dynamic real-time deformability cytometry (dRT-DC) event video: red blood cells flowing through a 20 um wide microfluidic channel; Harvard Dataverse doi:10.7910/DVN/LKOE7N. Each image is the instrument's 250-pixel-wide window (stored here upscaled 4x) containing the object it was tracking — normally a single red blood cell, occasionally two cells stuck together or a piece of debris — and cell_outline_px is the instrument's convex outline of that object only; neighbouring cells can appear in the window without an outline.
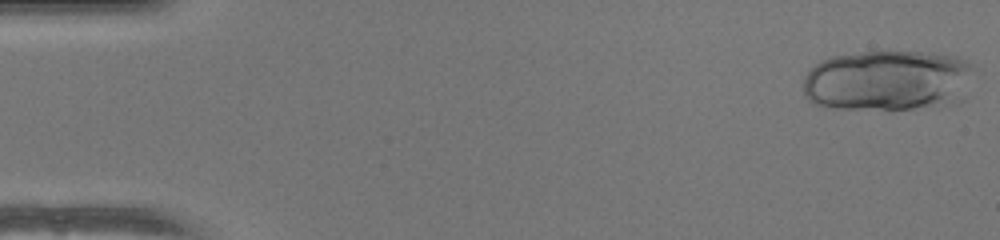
{"species": "human", "species_latin": "Homo sapiens", "temperature_condition": "warm", "stored_images_in_passage": 35, "segment_of_instrument_passage": [1, 2], "camera_frame_rate_fps": 3000, "um_per_image_px": 0.085, "donor": {"sex": "female"}, "frame": {"image": 1, "passage_image": 1, "time_ms": 0.0, "image_size_px": [1000, 240], "cell_outline_px": [[976, 68], [964, 100], [952, 104], [888, 112], [832, 108], [812, 104], [808, 100], [804, 92], [804, 76], [820, 60], [832, 56], [864, 52], [920, 52], [956, 56], [968, 60]], "centroid_in_image_um": [75.52, 6.89], "position_along_channel_um": 9.5, "area_um2": 62.42}}
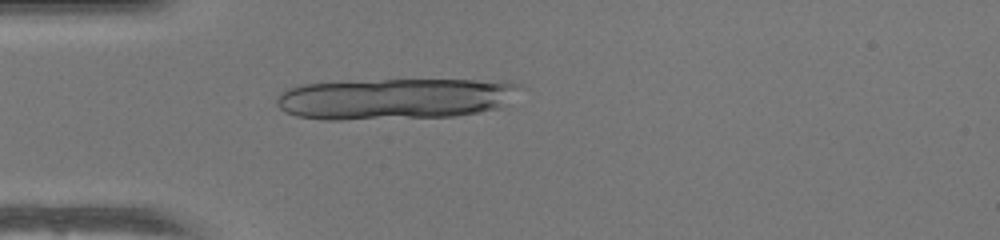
{"frame": {"image": 2, "passage_image": 14, "time_ms": 4.333, "image_size_px": [1000, 240], "cell_outline_px": [[524, 84], [500, 108], [480, 112], [456, 116], [340, 120], [324, 120], [296, 116], [284, 112], [276, 104], [276, 96], [288, 88], [304, 84], [384, 80], [512, 80]], "centroid_in_image_um": [33.61, 8.39], "position_along_channel_um": 51.4, "area_um2": 58.67}}